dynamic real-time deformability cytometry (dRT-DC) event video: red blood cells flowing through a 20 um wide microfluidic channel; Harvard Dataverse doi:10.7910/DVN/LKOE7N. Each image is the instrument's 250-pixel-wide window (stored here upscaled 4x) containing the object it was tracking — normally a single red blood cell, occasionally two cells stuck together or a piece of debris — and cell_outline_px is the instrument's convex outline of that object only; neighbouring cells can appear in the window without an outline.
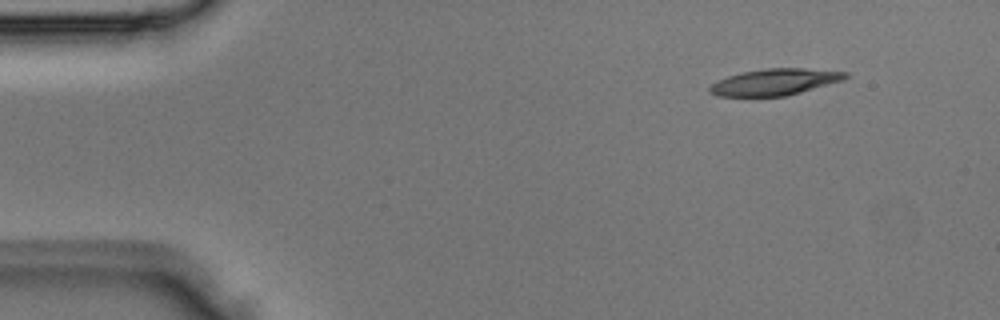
{"species": "Egyptian fruit bat (a non-hibernating species)", "species_latin": "Rousettus aegyptiacus", "temperature_condition": "room temperature", "stored_images_in_passage": 3, "camera_frame_rate_fps": 3000, "um_per_image_px": 0.085, "animal": {"sex": "male"}, "frame": {"image": 1, "passage_image": 1, "time_ms": 0.0, "image_size_px": [1000, 320], "cell_outline_px": [[848, 76], [844, 80], [800, 92], [784, 96], [716, 96], [708, 92], [708, 88], [712, 84], [728, 76], [740, 72], [764, 68], [804, 68], [848, 72]], "centroid_in_image_um": [65.85, 6.96], "position_along_channel_um": 19.2, "area_um2": 20.87}}